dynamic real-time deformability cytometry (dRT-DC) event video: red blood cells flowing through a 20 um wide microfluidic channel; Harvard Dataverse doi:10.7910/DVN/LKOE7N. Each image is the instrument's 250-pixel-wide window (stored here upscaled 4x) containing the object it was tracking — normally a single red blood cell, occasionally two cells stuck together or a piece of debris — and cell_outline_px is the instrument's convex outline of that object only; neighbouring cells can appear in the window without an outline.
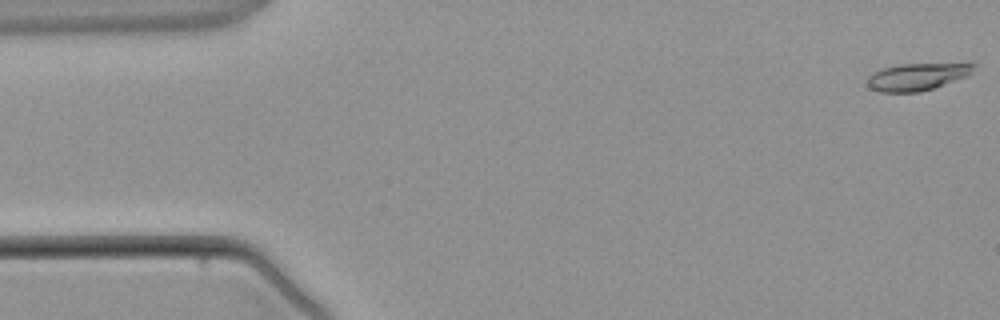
{"species": "common noctule bat (a hibernating species)", "species_latin": "Nyctalus noctula", "temperature_condition": "warm", "stored_images_in_passage": 4, "camera_frame_rate_fps": 3000, "um_per_image_px": 0.085, "animal": {"sex": "male", "body_mass_g": 21.5, "forearm_length_mm": 52.0}, "frame": {"image": 1, "passage_image": 1, "time_ms": 0.0, "image_size_px": [1000, 320], "cell_outline_px": [[976, 64], [968, 76], [920, 92], [880, 92], [872, 88], [868, 84], [868, 76], [884, 68], [900, 64]], "centroid_in_image_um": [77.95, 6.53], "position_along_channel_um": 7.1, "area_um2": 16.36}}
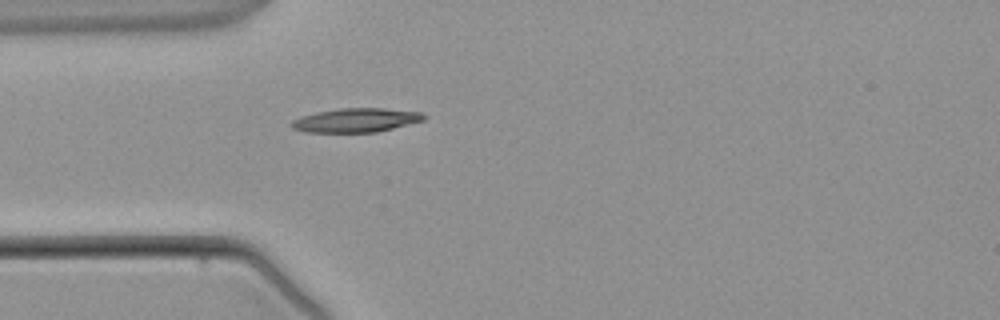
{"frame": {"image": 2, "passage_image": 4, "time_ms": 3.667, "image_size_px": [1000, 320], "cell_outline_px": [[428, 116], [424, 120], [376, 132], [304, 132], [292, 128], [288, 124], [292, 120], [300, 116], [316, 112], [340, 108], [384, 108], [424, 112]], "centroid_in_image_um": [30.24, 10.21], "position_along_channel_um": 54.8, "area_um2": 18.67}}